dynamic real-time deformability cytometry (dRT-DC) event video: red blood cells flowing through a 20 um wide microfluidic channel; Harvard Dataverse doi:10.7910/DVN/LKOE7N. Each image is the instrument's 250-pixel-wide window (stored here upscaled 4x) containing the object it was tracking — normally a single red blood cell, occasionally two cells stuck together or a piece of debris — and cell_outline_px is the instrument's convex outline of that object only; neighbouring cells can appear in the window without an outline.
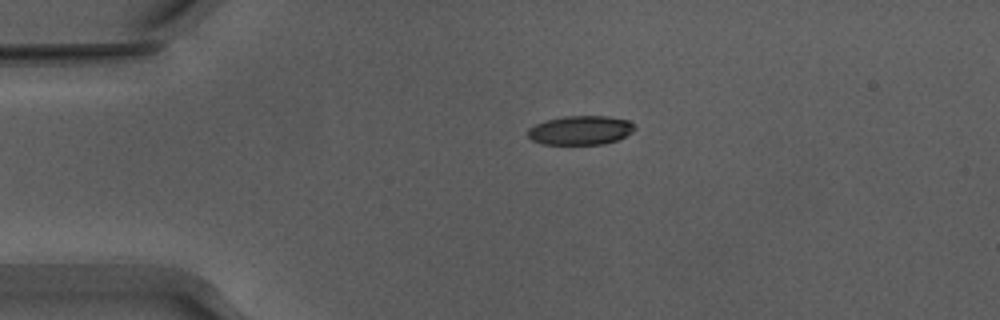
{"species": "Egyptian fruit bat (a non-hibernating species)", "species_latin": "Rousettus aegyptiacus", "temperature_condition": "warm", "stored_images_in_passage": 31, "camera_frame_rate_fps": 3000, "um_per_image_px": 0.085, "animal": {"sex": "male"}, "frame": {"image": 1, "passage_image": 1, "time_ms": 0.0, "image_size_px": [1000, 320], "cell_outline_px": [[636, 128], [632, 132], [616, 140], [604, 144], [544, 144], [532, 140], [528, 136], [528, 128], [536, 124], [548, 120], [564, 116], [608, 116], [628, 120], [636, 124]], "centroid_in_image_um": [49.37, 11.06], "position_along_channel_um": 35.6, "area_um2": 18.03}}
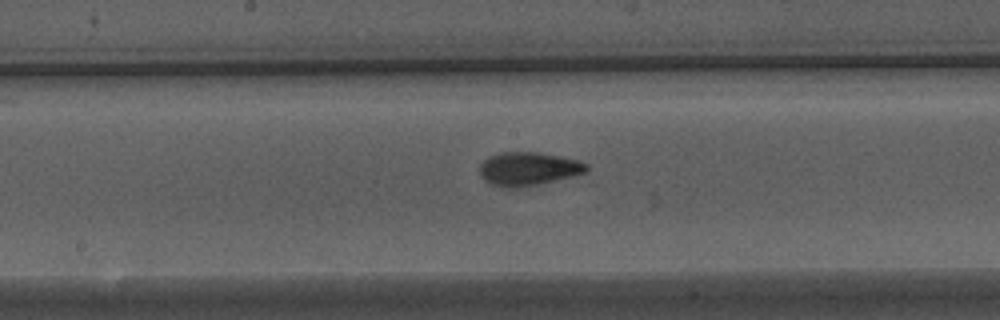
{"frame": {"image": 2, "passage_image": 17, "time_ms": 5.333, "image_size_px": [1000, 320], "cell_outline_px": [[588, 168], [584, 172], [572, 176], [536, 184], [516, 188], [504, 188], [492, 184], [484, 180], [480, 172], [480, 164], [488, 156], [500, 152], [536, 152], [576, 160], [588, 164]], "centroid_in_image_um": [44.85, 14.35], "position_along_channel_um": 203.4, "area_um2": 20.46}}
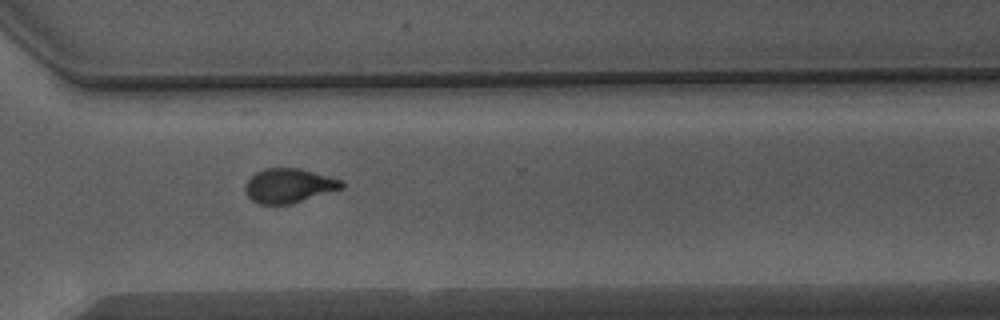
{"frame": {"image": 3, "passage_image": 28, "time_ms": 9.0, "image_size_px": [1000, 320], "cell_outline_px": [[344, 188], [292, 204], [260, 204], [252, 200], [244, 192], [244, 184], [256, 172], [264, 168], [300, 168], [340, 180], [344, 184]], "centroid_in_image_um": [24.53, 15.79], "position_along_channel_um": 346.1, "area_um2": 19.31}, "authors_computed_cell_mechanics": {"area_um2": 19.7676, "velocity_mm_per_s": 3.9009, "shape_relaxation_time_tau1_ms": 3.9374, "shape_relaxation_time_tau2_ms": 1.2278, "deformation_change_tau1": 0.1584, "deformation_change_tau2": 0.0867}}